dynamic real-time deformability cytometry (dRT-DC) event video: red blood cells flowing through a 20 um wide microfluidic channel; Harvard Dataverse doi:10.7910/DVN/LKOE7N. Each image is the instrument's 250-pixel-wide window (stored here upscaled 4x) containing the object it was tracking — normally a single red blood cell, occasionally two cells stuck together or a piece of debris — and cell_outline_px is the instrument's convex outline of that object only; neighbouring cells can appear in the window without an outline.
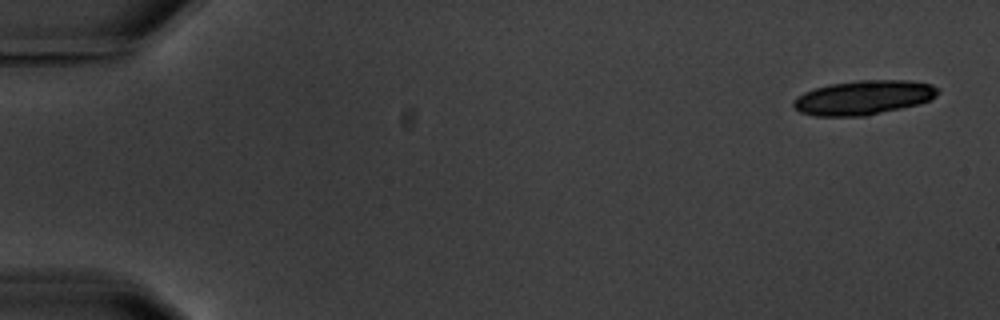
{"species": "common noctule bat (a hibernating species)", "species_latin": "Nyctalus noctula", "temperature_condition": "warm", "stored_images_in_passage": 6, "camera_frame_rate_fps": 3000, "um_per_image_px": 0.085, "animal": {"sex": "male", "body_mass_g": 20.1, "forearm_length_mm": 53.5}, "frame": {"image": 1, "passage_image": 1, "time_ms": 0.0, "image_size_px": [1000, 320], "cell_outline_px": [[940, 92], [936, 96], [928, 100], [916, 104], [900, 108], [864, 116], [816, 116], [800, 112], [792, 104], [792, 100], [796, 96], [804, 92], [828, 84], [856, 80], [908, 80], [932, 84], [940, 88]], "centroid_in_image_um": [73.38, 8.28], "position_along_channel_um": 11.6, "area_um2": 28.9}}